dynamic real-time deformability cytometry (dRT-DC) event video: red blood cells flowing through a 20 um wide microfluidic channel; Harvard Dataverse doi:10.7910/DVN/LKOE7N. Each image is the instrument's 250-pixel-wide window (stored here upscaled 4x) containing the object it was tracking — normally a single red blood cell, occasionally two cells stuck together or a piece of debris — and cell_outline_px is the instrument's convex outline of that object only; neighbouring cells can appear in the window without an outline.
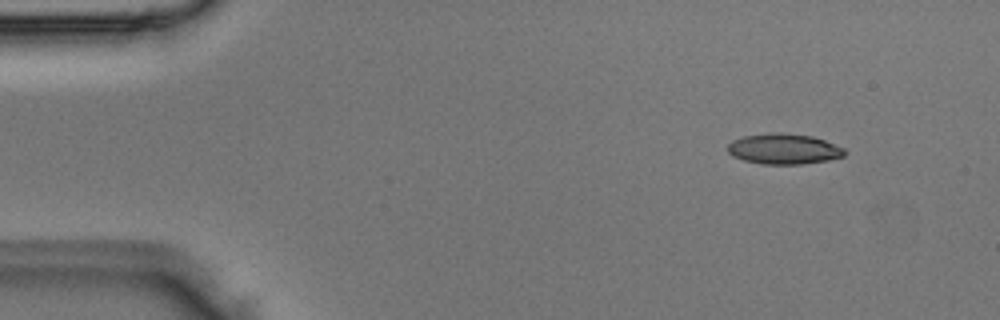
{"species": "Egyptian fruit bat (a non-hibernating species)", "species_latin": "Rousettus aegyptiacus", "temperature_condition": "room temperature", "stored_images_in_passage": 4, "camera_frame_rate_fps": 3000, "um_per_image_px": 0.085, "animal": {"sex": "male"}, "frame": {"image": 1, "passage_image": 2, "time_ms": 0.333, "image_size_px": [1000, 320], "cell_outline_px": [[848, 152], [844, 156], [828, 160], [800, 164], [764, 164], [744, 160], [732, 156], [728, 152], [728, 144], [732, 140], [744, 136], [772, 132], [780, 132], [812, 136], [824, 140], [844, 148]], "centroid_in_image_um": [66.63, 12.65], "position_along_channel_um": 18.4, "area_um2": 20.81}}